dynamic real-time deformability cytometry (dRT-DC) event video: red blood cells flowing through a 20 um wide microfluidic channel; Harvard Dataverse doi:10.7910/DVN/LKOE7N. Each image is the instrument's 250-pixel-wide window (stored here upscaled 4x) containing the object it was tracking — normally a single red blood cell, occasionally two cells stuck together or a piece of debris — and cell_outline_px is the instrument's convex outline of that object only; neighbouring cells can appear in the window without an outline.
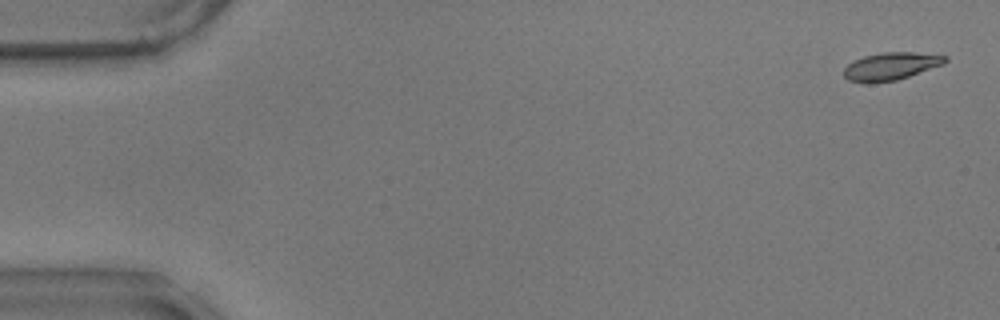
{"species": "common noctule bat (a hibernating species)", "species_latin": "Nyctalus noctula", "temperature_condition": "warm", "stored_images_in_passage": 57, "camera_frame_rate_fps": 3000, "um_per_image_px": 0.085, "animal": {"sex": "male", "body_mass_g": 17.9}, "frame": {"image": 1, "passage_image": 1, "time_ms": 0.0, "image_size_px": [1000, 320], "cell_outline_px": [[948, 60], [944, 64], [896, 80], [868, 84], [848, 80], [844, 76], [844, 68], [852, 60], [864, 56], [880, 52], [916, 52], [948, 56]], "centroid_in_image_um": [75.7, 5.63], "position_along_channel_um": 9.3, "area_um2": 16.47}}
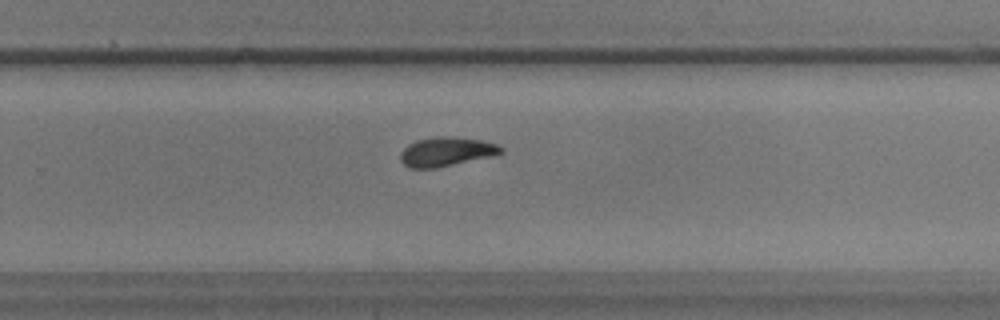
{"frame": {"image": 2, "passage_image": 37, "time_ms": 12.0, "image_size_px": [1000, 320], "cell_outline_px": [[504, 152], [488, 156], [436, 168], [408, 168], [400, 160], [400, 152], [408, 144], [416, 140], [440, 136], [452, 136], [484, 140], [496, 144], [504, 148]], "centroid_in_image_um": [37.9, 12.88], "position_along_channel_um": 291.9, "area_um2": 16.99}}
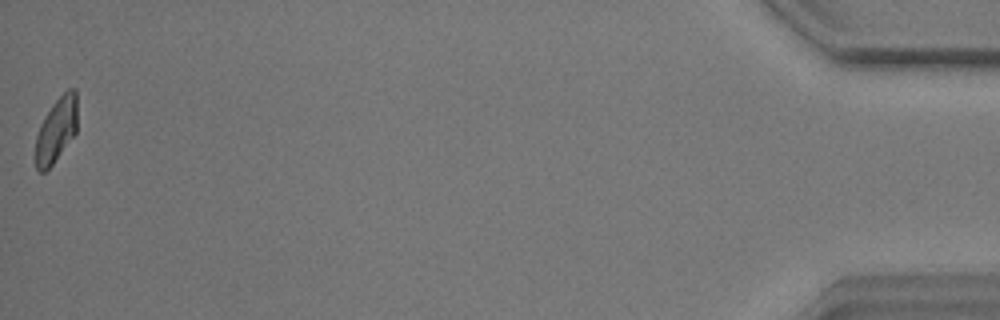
{"frame": {"image": 3, "passage_image": 57, "time_ms": 18.667, "image_size_px": [1000, 320], "cell_outline_px": [[76, 132], [52, 164], [44, 172], [40, 172], [36, 168], [36, 136], [40, 124], [44, 116], [52, 104], [68, 88], [76, 88]], "centroid_in_image_um": [4.77, 11.01], "position_along_channel_um": 430.4, "area_um2": 15.49}, "authors_computed_cell_mechanics": {"area_um2": 16.8776, "velocity_mm_per_s": 3.4928, "shape_relaxation_time_tau1_ms": 4.1385, "shape_relaxation_time_tau2_ms": 3.8538, "deformation_change_tau1": 0.1324, "deformation_change_tau2": 0.0977}}